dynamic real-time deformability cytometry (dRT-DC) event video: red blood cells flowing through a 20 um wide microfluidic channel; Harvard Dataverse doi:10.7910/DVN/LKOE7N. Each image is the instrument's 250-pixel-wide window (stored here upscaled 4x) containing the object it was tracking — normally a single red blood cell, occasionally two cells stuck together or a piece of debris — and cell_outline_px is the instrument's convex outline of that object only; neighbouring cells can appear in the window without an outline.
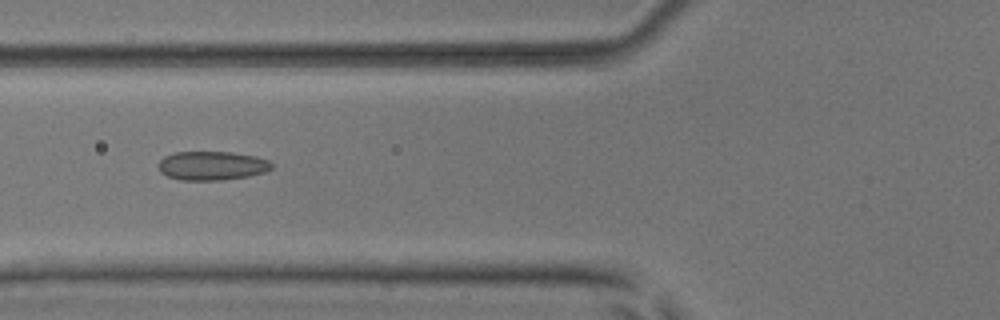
{"species": "common noctule bat (a hibernating species)", "species_latin": "Nyctalus noctula", "temperature_condition": "room temperature", "stored_images_in_passage": 8, "camera_frame_rate_fps": 3000, "um_per_image_px": 0.085, "animal": {"sex": "male", "body_mass_g": 17.9, "forearm_length_mm": 54.2}, "frame": {"image": 1, "passage_image": 5, "time_ms": 5.667, "image_size_px": [1000, 320], "cell_outline_px": [[272, 168], [264, 172], [248, 176], [220, 180], [180, 180], [168, 176], [160, 172], [160, 160], [164, 156], [176, 152], [232, 152], [256, 156], [268, 160], [272, 164]], "centroid_in_image_um": [18.02, 14.08], "position_along_channel_um": 107.8, "area_um2": 18.96}}
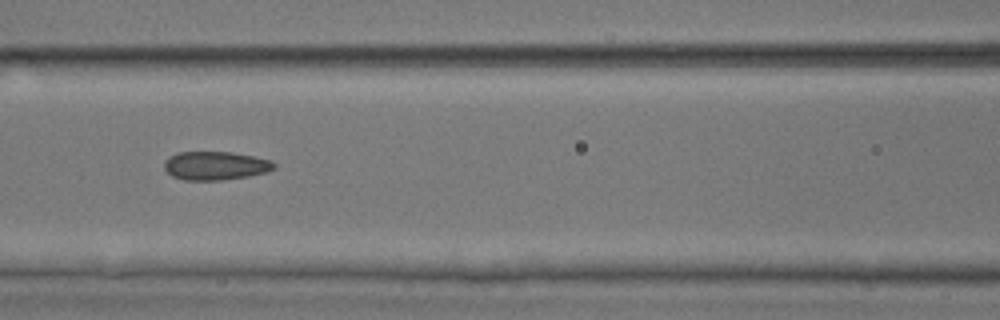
{"frame": {"image": 2, "passage_image": 6, "time_ms": 6.667, "image_size_px": [1000, 320], "cell_outline_px": [[276, 168], [268, 172], [248, 176], [220, 180], [184, 180], [172, 176], [164, 168], [164, 160], [168, 156], [176, 152], [232, 152], [272, 160], [276, 164]], "centroid_in_image_um": [18.31, 14.08], "position_along_channel_um": 148.3, "area_um2": 18.44}}